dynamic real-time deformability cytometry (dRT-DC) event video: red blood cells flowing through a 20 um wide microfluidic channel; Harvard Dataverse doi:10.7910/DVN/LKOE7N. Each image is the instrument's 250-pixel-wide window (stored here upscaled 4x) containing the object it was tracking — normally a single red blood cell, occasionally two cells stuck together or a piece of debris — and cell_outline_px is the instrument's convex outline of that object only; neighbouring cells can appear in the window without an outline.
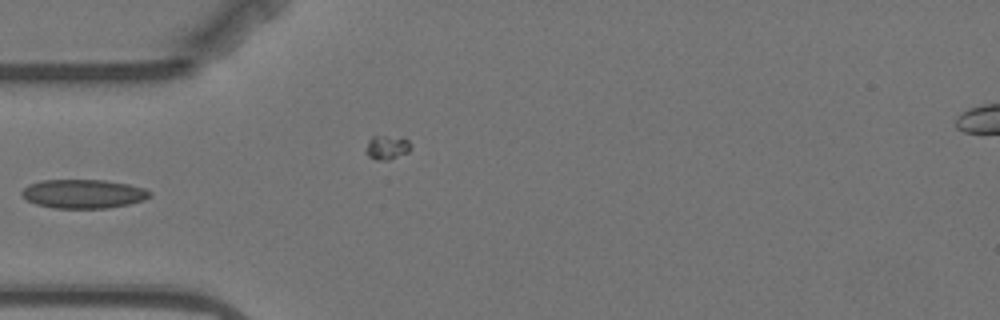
{"species": "Egyptian fruit bat (a non-hibernating species)", "species_latin": "Rousettus aegyptiacus", "temperature_condition": "warm", "stored_images_in_passage": 7, "camera_frame_rate_fps": 3000, "um_per_image_px": 0.085, "animal": {"sex": "female"}, "frame": {"image": 1, "passage_image": 5, "time_ms": 5.0, "image_size_px": [1000, 320], "cell_outline_px": [[152, 192], [144, 200], [128, 204], [104, 208], [56, 208], [36, 204], [20, 196], [20, 192], [28, 184], [40, 180], [104, 180], [128, 184], [144, 188]], "centroid_in_image_um": [7.04, 16.47], "position_along_channel_um": 78.0, "area_um2": 21.5}}